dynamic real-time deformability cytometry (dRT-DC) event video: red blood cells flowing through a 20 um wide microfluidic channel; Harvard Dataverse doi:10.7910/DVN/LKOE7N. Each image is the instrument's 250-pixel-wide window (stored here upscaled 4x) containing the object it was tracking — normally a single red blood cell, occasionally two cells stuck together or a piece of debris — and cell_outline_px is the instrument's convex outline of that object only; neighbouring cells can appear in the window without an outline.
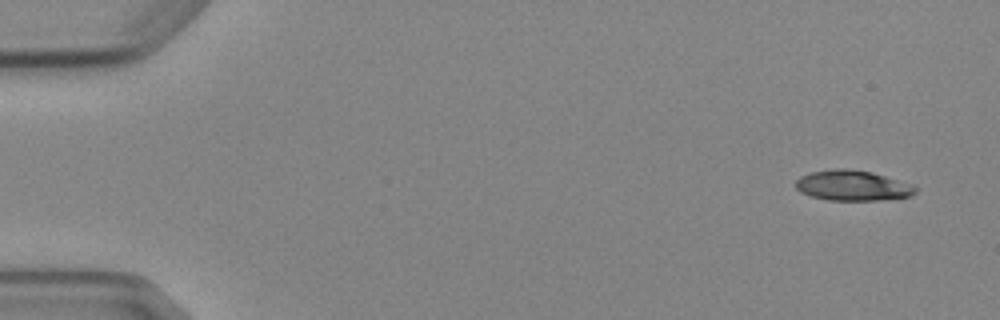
{"species": "Egyptian fruit bat (a non-hibernating species)", "species_latin": "Rousettus aegyptiacus", "temperature_condition": "cold", "stored_images_in_passage": 4, "camera_frame_rate_fps": 3000, "um_per_image_px": 0.085, "animal": {"sex": "female"}, "frame": {"image": 1, "passage_image": 1, "time_ms": 0.0, "image_size_px": [1000, 320], "cell_outline_px": [[916, 192], [912, 196], [884, 200], [828, 200], [812, 196], [800, 192], [796, 188], [796, 180], [800, 176], [808, 172], [836, 168], [844, 168], [872, 172], [912, 184], [916, 188]], "centroid_in_image_um": [72.46, 15.77], "position_along_channel_um": 12.5, "area_um2": 21.27}}
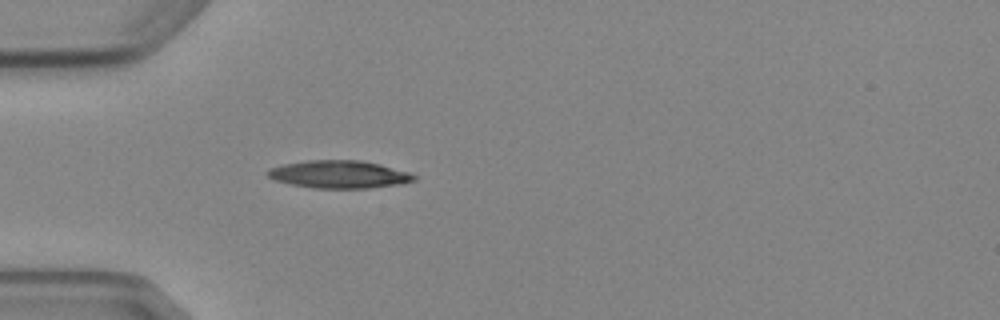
{"frame": {"image": 2, "passage_image": 4, "time_ms": 4.333, "image_size_px": [1000, 320], "cell_outline_px": [[416, 180], [400, 184], [368, 188], [312, 188], [292, 184], [276, 180], [268, 176], [264, 172], [268, 168], [284, 164], [308, 160], [360, 160], [380, 164], [408, 172], [416, 176]], "centroid_in_image_um": [28.81, 14.81], "position_along_channel_um": 56.2, "area_um2": 23.58}}